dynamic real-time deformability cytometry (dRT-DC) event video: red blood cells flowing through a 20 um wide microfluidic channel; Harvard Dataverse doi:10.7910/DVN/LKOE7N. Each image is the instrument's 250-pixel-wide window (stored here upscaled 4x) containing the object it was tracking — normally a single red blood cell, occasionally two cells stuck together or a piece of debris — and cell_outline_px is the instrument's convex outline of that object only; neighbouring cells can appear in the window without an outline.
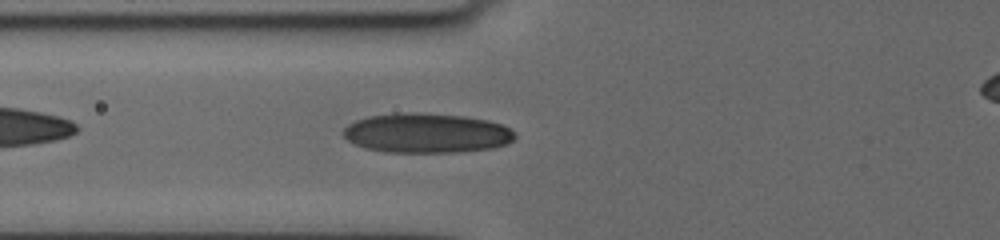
{"species": "human", "species_latin": "Homo sapiens", "temperature_condition": "cold", "stored_images_in_passage": 29, "camera_frame_rate_fps": 3000, "um_per_image_px": 0.085, "donor": {"sex": "female"}, "frame": {"image": 1, "passage_image": 5, "time_ms": 1.333, "image_size_px": [1000, 240], "cell_outline_px": [[516, 136], [512, 140], [504, 144], [492, 148], [460, 152], [388, 152], [364, 148], [348, 140], [344, 136], [344, 128], [348, 124], [356, 120], [368, 116], [404, 112], [464, 116], [488, 120], [500, 124], [516, 132]], "centroid_in_image_um": [36.26, 11.31], "position_along_channel_um": 89.5, "area_um2": 39.42}}
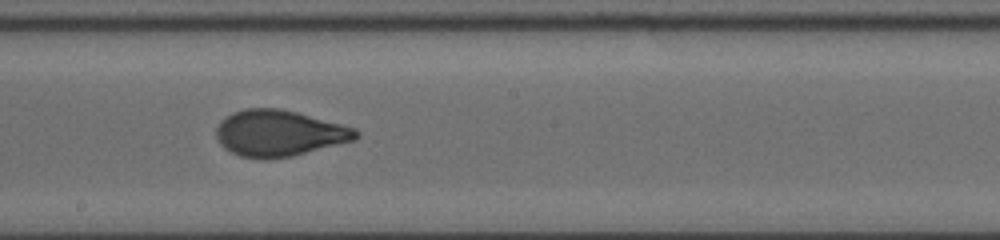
{"frame": {"image": 2, "passage_image": 15, "time_ms": 5.0, "image_size_px": [1000, 240], "cell_outline_px": [[360, 136], [356, 140], [292, 156], [264, 160], [240, 156], [224, 148], [220, 144], [216, 136], [216, 128], [220, 120], [232, 112], [244, 108], [280, 108], [296, 112], [356, 128], [360, 132]], "centroid_in_image_um": [23.72, 11.33], "position_along_channel_um": 224.5, "area_um2": 37.86}}
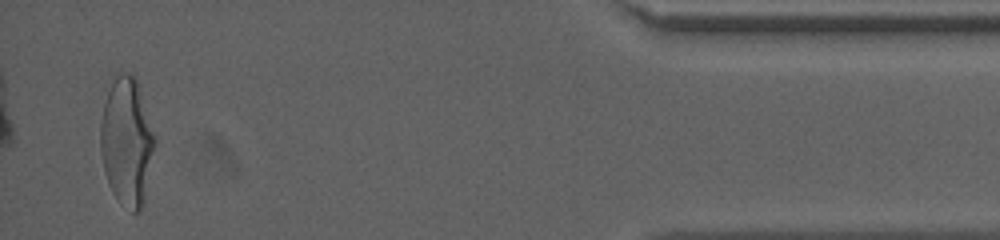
{"frame": {"image": 3, "passage_image": 28, "time_ms": 12.0, "image_size_px": [1000, 240], "cell_outline_px": [[156, 144], [144, 200], [140, 208], [136, 212], [132, 212], [120, 204], [112, 192], [108, 184], [104, 172], [100, 152], [100, 124], [104, 104], [112, 72], [124, 72], [136, 76], [156, 140]], "centroid_in_image_um": [10.76, 11.99], "position_along_channel_um": 424.4, "area_um2": 41.1}}